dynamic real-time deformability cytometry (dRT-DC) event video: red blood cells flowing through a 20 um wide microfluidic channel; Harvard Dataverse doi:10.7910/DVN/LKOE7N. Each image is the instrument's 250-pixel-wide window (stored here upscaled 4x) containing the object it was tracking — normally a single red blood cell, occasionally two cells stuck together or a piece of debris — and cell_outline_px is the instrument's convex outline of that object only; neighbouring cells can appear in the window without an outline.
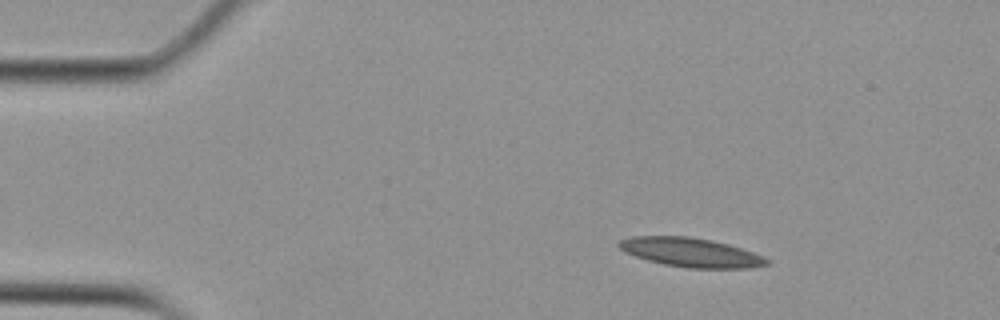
{"species": "Egyptian fruit bat (a non-hibernating species)", "species_latin": "Rousettus aegyptiacus", "temperature_condition": "cold", "stored_images_in_passage": 43, "camera_frame_rate_fps": 3000, "um_per_image_px": 0.085, "animal": {"sex": "female"}, "frame": {"image": 1, "passage_image": 8, "time_ms": 2.333, "image_size_px": [1000, 320], "cell_outline_px": [[764, 264], [724, 268], [704, 268], [672, 264], [640, 256], [624, 248], [620, 244], [628, 240], [648, 236], [676, 236], [704, 240], [736, 248], [756, 256], [764, 260]], "centroid_in_image_um": [58.69, 21.44], "position_along_channel_um": 26.3, "area_um2": 21.44}}
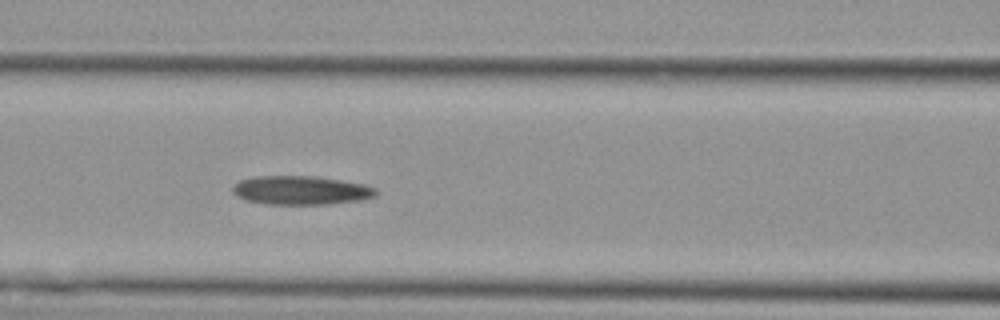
{"frame": {"image": 2, "passage_image": 23, "time_ms": 7.333, "image_size_px": [1000, 320], "cell_outline_px": [[372, 192], [364, 196], [340, 200], [256, 200], [244, 196], [236, 192], [236, 188], [240, 184], [248, 180], [328, 180], [352, 184], [368, 188]], "centroid_in_image_um": [25.53, 16.16], "position_along_channel_um": 141.1, "area_um2": 16.82}}
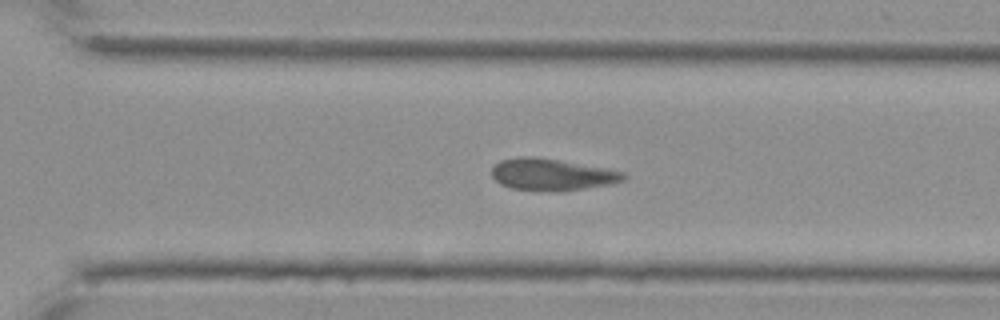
{"frame": {"image": 3, "passage_image": 38, "time_ms": 12.333, "image_size_px": [1000, 320], "cell_outline_px": [[620, 176], [612, 180], [572, 188], [520, 188], [504, 184], [492, 172], [496, 164], [504, 160], [548, 160], [612, 172]], "centroid_in_image_um": [46.61, 14.83], "position_along_channel_um": 324.0, "area_um2": 19.13}, "authors_computed_cell_mechanics": {"area_um2": 19.652, "velocity_mm_per_s": 3.678, "shape_relaxation_time_tau1_ms": null, "shape_relaxation_time_tau2_ms": 6.998, "deformation_change_tau1": null, "deformation_change_tau2": 0.1414}}